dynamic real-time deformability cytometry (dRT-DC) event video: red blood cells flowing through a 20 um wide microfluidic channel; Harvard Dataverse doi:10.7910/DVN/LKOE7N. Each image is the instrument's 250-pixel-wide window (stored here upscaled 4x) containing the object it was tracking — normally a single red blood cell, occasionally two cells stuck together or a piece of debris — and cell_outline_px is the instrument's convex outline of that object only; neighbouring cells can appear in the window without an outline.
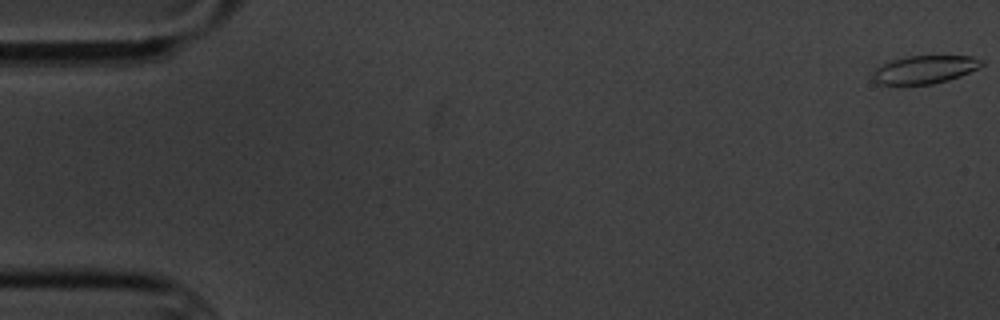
{"species": "common noctule bat (a hibernating species)", "species_latin": "Nyctalus noctula", "temperature_condition": "cold", "stored_images_in_passage": 5, "camera_frame_rate_fps": 3000, "um_per_image_px": 0.085, "animal": {"sex": "male", "body_mass_g": 20.1, "forearm_length_mm": 53.5}, "frame": {"image": 1, "passage_image": 1, "time_ms": 0.0, "image_size_px": [1000, 320], "cell_outline_px": [[984, 64], [980, 68], [960, 76], [948, 80], [932, 84], [876, 84], [872, 80], [872, 72], [876, 68], [892, 60], [908, 56], [972, 56], [984, 60]], "centroid_in_image_um": [78.62, 5.91], "position_along_channel_um": 6.4, "area_um2": 17.86}}
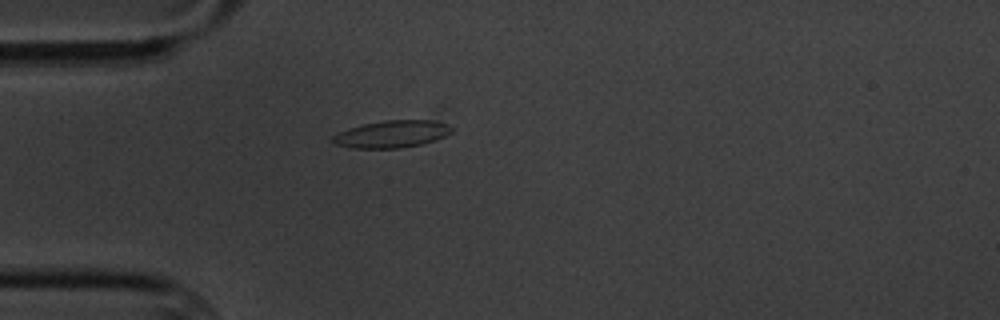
{"frame": {"image": 2, "passage_image": 5, "time_ms": 5.333, "image_size_px": [1000, 320], "cell_outline_px": [[452, 132], [444, 136], [420, 144], [400, 148], [352, 148], [336, 144], [332, 140], [332, 136], [348, 128], [364, 124], [384, 120], [436, 120], [448, 124], [452, 128]], "centroid_in_image_um": [33.31, 11.38], "position_along_channel_um": 51.7, "area_um2": 18.67}}